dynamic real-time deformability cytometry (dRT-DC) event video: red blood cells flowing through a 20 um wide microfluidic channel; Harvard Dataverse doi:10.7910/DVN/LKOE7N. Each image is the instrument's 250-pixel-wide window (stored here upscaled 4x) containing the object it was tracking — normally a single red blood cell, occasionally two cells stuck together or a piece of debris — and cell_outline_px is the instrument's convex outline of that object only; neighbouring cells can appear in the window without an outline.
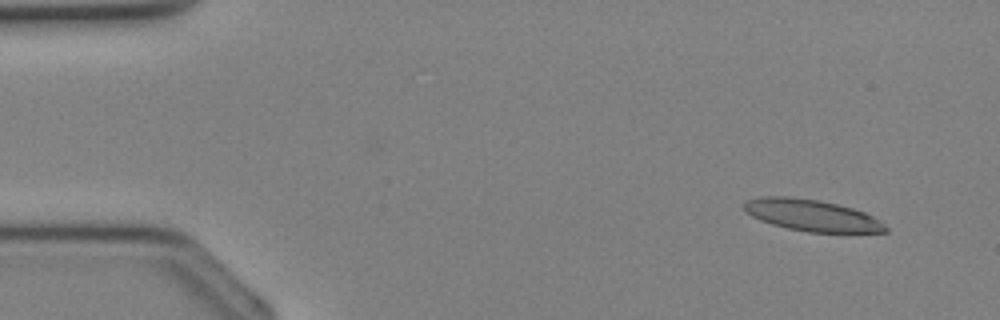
{"species": "Egyptian fruit bat (a non-hibernating species)", "species_latin": "Rousettus aegyptiacus", "temperature_condition": "cold", "stored_images_in_passage": 13, "camera_frame_rate_fps": 3000, "um_per_image_px": 0.085, "animal": {"sex": "female"}, "frame": {"image": 1, "passage_image": 3, "time_ms": 0.667, "image_size_px": [1000, 320], "cell_outline_px": [[888, 232], [808, 232], [788, 228], [772, 224], [760, 220], [744, 212], [744, 204], [748, 200], [760, 196], [788, 196], [816, 200], [836, 204], [852, 208], [864, 212], [872, 216], [884, 224], [888, 228]], "centroid_in_image_um": [68.98, 18.3], "position_along_channel_um": 16.0, "area_um2": 25.78}}
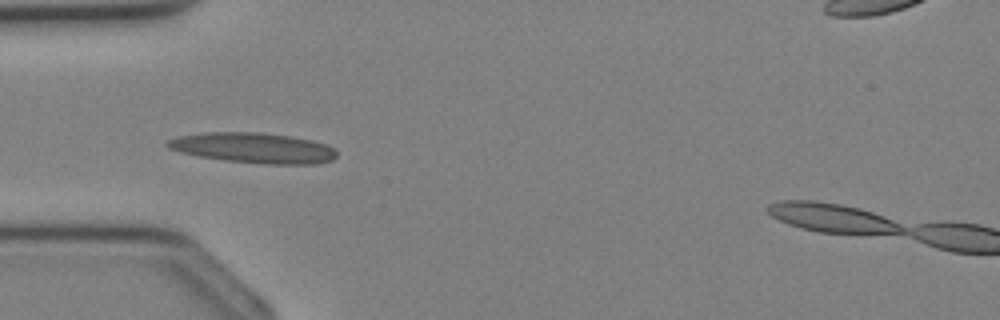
{"frame": {"image": 2, "passage_image": 11, "time_ms": 3.333, "image_size_px": [1000, 320], "cell_outline_px": [[336, 156], [332, 160], [316, 164], [264, 164], [224, 160], [200, 156], [180, 152], [168, 148], [164, 144], [168, 140], [176, 136], [204, 132], [256, 132], [292, 136], [312, 140], [328, 144], [336, 148]], "centroid_in_image_um": [21.55, 12.56], "position_along_channel_um": 63.4, "area_um2": 30.17}}
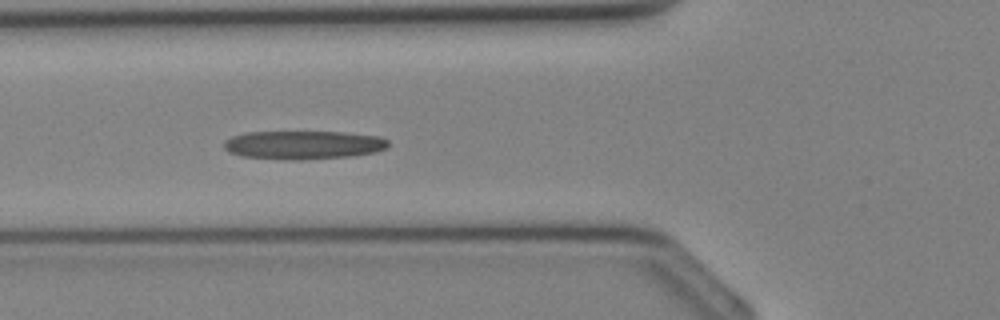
{"frame": {"image": 3, "passage_image": 13, "time_ms": 4.0, "image_size_px": [1000, 320], "cell_outline_px": [[388, 148], [376, 152], [352, 156], [300, 160], [284, 160], [244, 156], [228, 152], [224, 148], [224, 140], [232, 136], [244, 132], [344, 132], [380, 136], [388, 140]], "centroid_in_image_um": [25.8, 12.32], "position_along_channel_um": 100.0, "area_um2": 27.57}}